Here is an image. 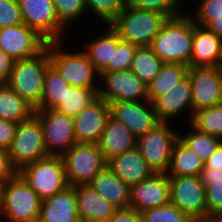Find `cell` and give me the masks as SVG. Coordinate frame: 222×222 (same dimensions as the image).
Masks as SVG:
<instances>
[{"mask_svg":"<svg viewBox=\"0 0 222 222\" xmlns=\"http://www.w3.org/2000/svg\"><path fill=\"white\" fill-rule=\"evenodd\" d=\"M193 19L186 13L168 18L149 46L163 63L189 65L192 55Z\"/></svg>","mask_w":222,"mask_h":222,"instance_id":"obj_1","label":"cell"},{"mask_svg":"<svg viewBox=\"0 0 222 222\" xmlns=\"http://www.w3.org/2000/svg\"><path fill=\"white\" fill-rule=\"evenodd\" d=\"M63 42H49L50 64L71 86L99 88L100 79L97 78H100V74L89 60L88 55L82 48L75 51L73 47L68 50L69 48L65 46L67 43Z\"/></svg>","mask_w":222,"mask_h":222,"instance_id":"obj_2","label":"cell"},{"mask_svg":"<svg viewBox=\"0 0 222 222\" xmlns=\"http://www.w3.org/2000/svg\"><path fill=\"white\" fill-rule=\"evenodd\" d=\"M167 20L166 15L157 11L129 7L126 4L109 26L122 41L141 47L151 45Z\"/></svg>","mask_w":222,"mask_h":222,"instance_id":"obj_3","label":"cell"},{"mask_svg":"<svg viewBox=\"0 0 222 222\" xmlns=\"http://www.w3.org/2000/svg\"><path fill=\"white\" fill-rule=\"evenodd\" d=\"M49 59V42L46 48L38 55L14 60L10 78L6 83L34 110L39 106L43 92L45 74Z\"/></svg>","mask_w":222,"mask_h":222,"instance_id":"obj_4","label":"cell"},{"mask_svg":"<svg viewBox=\"0 0 222 222\" xmlns=\"http://www.w3.org/2000/svg\"><path fill=\"white\" fill-rule=\"evenodd\" d=\"M41 202L17 172L5 183L0 218L7 222H38Z\"/></svg>","mask_w":222,"mask_h":222,"instance_id":"obj_5","label":"cell"},{"mask_svg":"<svg viewBox=\"0 0 222 222\" xmlns=\"http://www.w3.org/2000/svg\"><path fill=\"white\" fill-rule=\"evenodd\" d=\"M18 173L43 201L68 185L61 155H49L23 166Z\"/></svg>","mask_w":222,"mask_h":222,"instance_id":"obj_6","label":"cell"},{"mask_svg":"<svg viewBox=\"0 0 222 222\" xmlns=\"http://www.w3.org/2000/svg\"><path fill=\"white\" fill-rule=\"evenodd\" d=\"M69 186L88 185L107 166L97 144L75 143L61 155Z\"/></svg>","mask_w":222,"mask_h":222,"instance_id":"obj_7","label":"cell"},{"mask_svg":"<svg viewBox=\"0 0 222 222\" xmlns=\"http://www.w3.org/2000/svg\"><path fill=\"white\" fill-rule=\"evenodd\" d=\"M8 151L11 163L17 171L50 155L45 146L41 122L34 113L18 124Z\"/></svg>","mask_w":222,"mask_h":222,"instance_id":"obj_8","label":"cell"},{"mask_svg":"<svg viewBox=\"0 0 222 222\" xmlns=\"http://www.w3.org/2000/svg\"><path fill=\"white\" fill-rule=\"evenodd\" d=\"M171 125L172 122H160L137 139L136 148L155 173L168 171L174 144L179 139V131Z\"/></svg>","mask_w":222,"mask_h":222,"instance_id":"obj_9","label":"cell"},{"mask_svg":"<svg viewBox=\"0 0 222 222\" xmlns=\"http://www.w3.org/2000/svg\"><path fill=\"white\" fill-rule=\"evenodd\" d=\"M41 122L44 142L50 155H62L76 142L73 117L55 109H35Z\"/></svg>","mask_w":222,"mask_h":222,"instance_id":"obj_10","label":"cell"},{"mask_svg":"<svg viewBox=\"0 0 222 222\" xmlns=\"http://www.w3.org/2000/svg\"><path fill=\"white\" fill-rule=\"evenodd\" d=\"M23 22L36 30L48 42L64 41L68 30L54 9L53 0H18Z\"/></svg>","mask_w":222,"mask_h":222,"instance_id":"obj_11","label":"cell"},{"mask_svg":"<svg viewBox=\"0 0 222 222\" xmlns=\"http://www.w3.org/2000/svg\"><path fill=\"white\" fill-rule=\"evenodd\" d=\"M99 74V97L108 104L119 101L149 100L147 85L131 70L100 72Z\"/></svg>","mask_w":222,"mask_h":222,"instance_id":"obj_12","label":"cell"},{"mask_svg":"<svg viewBox=\"0 0 222 222\" xmlns=\"http://www.w3.org/2000/svg\"><path fill=\"white\" fill-rule=\"evenodd\" d=\"M170 202L189 218L207 213L205 186L200 176L169 177Z\"/></svg>","mask_w":222,"mask_h":222,"instance_id":"obj_13","label":"cell"},{"mask_svg":"<svg viewBox=\"0 0 222 222\" xmlns=\"http://www.w3.org/2000/svg\"><path fill=\"white\" fill-rule=\"evenodd\" d=\"M194 112L222 103V66L189 67Z\"/></svg>","mask_w":222,"mask_h":222,"instance_id":"obj_14","label":"cell"},{"mask_svg":"<svg viewBox=\"0 0 222 222\" xmlns=\"http://www.w3.org/2000/svg\"><path fill=\"white\" fill-rule=\"evenodd\" d=\"M48 41L25 24L0 28V48L12 59H27L42 52Z\"/></svg>","mask_w":222,"mask_h":222,"instance_id":"obj_15","label":"cell"},{"mask_svg":"<svg viewBox=\"0 0 222 222\" xmlns=\"http://www.w3.org/2000/svg\"><path fill=\"white\" fill-rule=\"evenodd\" d=\"M110 115L123 123L137 139L160 123L149 100L112 102Z\"/></svg>","mask_w":222,"mask_h":222,"instance_id":"obj_16","label":"cell"},{"mask_svg":"<svg viewBox=\"0 0 222 222\" xmlns=\"http://www.w3.org/2000/svg\"><path fill=\"white\" fill-rule=\"evenodd\" d=\"M170 203V182L166 173H153L131 186L130 206L142 213L147 209Z\"/></svg>","mask_w":222,"mask_h":222,"instance_id":"obj_17","label":"cell"},{"mask_svg":"<svg viewBox=\"0 0 222 222\" xmlns=\"http://www.w3.org/2000/svg\"><path fill=\"white\" fill-rule=\"evenodd\" d=\"M110 116V104L98 97L75 117L74 134L78 143L97 144Z\"/></svg>","mask_w":222,"mask_h":222,"instance_id":"obj_18","label":"cell"},{"mask_svg":"<svg viewBox=\"0 0 222 222\" xmlns=\"http://www.w3.org/2000/svg\"><path fill=\"white\" fill-rule=\"evenodd\" d=\"M153 106L160 122H173L179 118L183 111L189 117L185 124L191 122L193 117L192 90L189 76L187 75L175 87L163 96L158 97ZM188 109V110H187ZM188 113V114H187ZM179 116V117H178Z\"/></svg>","mask_w":222,"mask_h":222,"instance_id":"obj_19","label":"cell"},{"mask_svg":"<svg viewBox=\"0 0 222 222\" xmlns=\"http://www.w3.org/2000/svg\"><path fill=\"white\" fill-rule=\"evenodd\" d=\"M222 66V39L193 20L192 55L188 67Z\"/></svg>","mask_w":222,"mask_h":222,"instance_id":"obj_20","label":"cell"},{"mask_svg":"<svg viewBox=\"0 0 222 222\" xmlns=\"http://www.w3.org/2000/svg\"><path fill=\"white\" fill-rule=\"evenodd\" d=\"M75 195L81 222H107L118 209L89 185L75 186Z\"/></svg>","mask_w":222,"mask_h":222,"instance_id":"obj_21","label":"cell"},{"mask_svg":"<svg viewBox=\"0 0 222 222\" xmlns=\"http://www.w3.org/2000/svg\"><path fill=\"white\" fill-rule=\"evenodd\" d=\"M38 222H81L77 211L75 186H67L43 200Z\"/></svg>","mask_w":222,"mask_h":222,"instance_id":"obj_22","label":"cell"},{"mask_svg":"<svg viewBox=\"0 0 222 222\" xmlns=\"http://www.w3.org/2000/svg\"><path fill=\"white\" fill-rule=\"evenodd\" d=\"M137 138L121 122L111 115L107 118L105 128L97 143L106 161L126 151L136 148Z\"/></svg>","mask_w":222,"mask_h":222,"instance_id":"obj_23","label":"cell"},{"mask_svg":"<svg viewBox=\"0 0 222 222\" xmlns=\"http://www.w3.org/2000/svg\"><path fill=\"white\" fill-rule=\"evenodd\" d=\"M107 167L130 187L154 173L137 148L109 159Z\"/></svg>","mask_w":222,"mask_h":222,"instance_id":"obj_24","label":"cell"},{"mask_svg":"<svg viewBox=\"0 0 222 222\" xmlns=\"http://www.w3.org/2000/svg\"><path fill=\"white\" fill-rule=\"evenodd\" d=\"M88 185L118 209L130 206L131 187L109 167L101 170Z\"/></svg>","mask_w":222,"mask_h":222,"instance_id":"obj_25","label":"cell"},{"mask_svg":"<svg viewBox=\"0 0 222 222\" xmlns=\"http://www.w3.org/2000/svg\"><path fill=\"white\" fill-rule=\"evenodd\" d=\"M204 162L186 144L178 139L173 147L166 174L169 177L200 176Z\"/></svg>","mask_w":222,"mask_h":222,"instance_id":"obj_26","label":"cell"},{"mask_svg":"<svg viewBox=\"0 0 222 222\" xmlns=\"http://www.w3.org/2000/svg\"><path fill=\"white\" fill-rule=\"evenodd\" d=\"M188 65L164 63L158 74L147 85L148 99L153 103L158 97L172 90L188 75Z\"/></svg>","mask_w":222,"mask_h":222,"instance_id":"obj_27","label":"cell"},{"mask_svg":"<svg viewBox=\"0 0 222 222\" xmlns=\"http://www.w3.org/2000/svg\"><path fill=\"white\" fill-rule=\"evenodd\" d=\"M105 27V28H104ZM102 27V32L86 41L83 51L88 55L96 70L100 73L108 63H112L113 29L109 25ZM98 35V36H97Z\"/></svg>","mask_w":222,"mask_h":222,"instance_id":"obj_28","label":"cell"},{"mask_svg":"<svg viewBox=\"0 0 222 222\" xmlns=\"http://www.w3.org/2000/svg\"><path fill=\"white\" fill-rule=\"evenodd\" d=\"M34 109L7 84H0V119L20 123L28 119Z\"/></svg>","mask_w":222,"mask_h":222,"instance_id":"obj_29","label":"cell"},{"mask_svg":"<svg viewBox=\"0 0 222 222\" xmlns=\"http://www.w3.org/2000/svg\"><path fill=\"white\" fill-rule=\"evenodd\" d=\"M70 87L71 85L50 64L45 74L40 104L36 109H55Z\"/></svg>","mask_w":222,"mask_h":222,"instance_id":"obj_30","label":"cell"},{"mask_svg":"<svg viewBox=\"0 0 222 222\" xmlns=\"http://www.w3.org/2000/svg\"><path fill=\"white\" fill-rule=\"evenodd\" d=\"M99 97V88L71 86L66 90L63 100L55 110L75 117L81 110L93 103Z\"/></svg>","mask_w":222,"mask_h":222,"instance_id":"obj_31","label":"cell"},{"mask_svg":"<svg viewBox=\"0 0 222 222\" xmlns=\"http://www.w3.org/2000/svg\"><path fill=\"white\" fill-rule=\"evenodd\" d=\"M164 63L149 46L137 47L130 70L148 85Z\"/></svg>","mask_w":222,"mask_h":222,"instance_id":"obj_32","label":"cell"},{"mask_svg":"<svg viewBox=\"0 0 222 222\" xmlns=\"http://www.w3.org/2000/svg\"><path fill=\"white\" fill-rule=\"evenodd\" d=\"M186 125L189 129L184 131L185 134L182 130H179V139L205 162L222 140L218 137L198 131L190 123Z\"/></svg>","mask_w":222,"mask_h":222,"instance_id":"obj_33","label":"cell"},{"mask_svg":"<svg viewBox=\"0 0 222 222\" xmlns=\"http://www.w3.org/2000/svg\"><path fill=\"white\" fill-rule=\"evenodd\" d=\"M190 124L198 131L222 140V103L194 112Z\"/></svg>","mask_w":222,"mask_h":222,"instance_id":"obj_34","label":"cell"},{"mask_svg":"<svg viewBox=\"0 0 222 222\" xmlns=\"http://www.w3.org/2000/svg\"><path fill=\"white\" fill-rule=\"evenodd\" d=\"M137 47L138 46L135 44L122 41L118 34L113 30L112 63H108L101 72L130 70Z\"/></svg>","mask_w":222,"mask_h":222,"instance_id":"obj_35","label":"cell"},{"mask_svg":"<svg viewBox=\"0 0 222 222\" xmlns=\"http://www.w3.org/2000/svg\"><path fill=\"white\" fill-rule=\"evenodd\" d=\"M85 2L87 14L95 15L96 20L104 23L102 26L109 25L127 4V0H85Z\"/></svg>","mask_w":222,"mask_h":222,"instance_id":"obj_36","label":"cell"},{"mask_svg":"<svg viewBox=\"0 0 222 222\" xmlns=\"http://www.w3.org/2000/svg\"><path fill=\"white\" fill-rule=\"evenodd\" d=\"M55 12L59 21L67 28L73 23H79L87 15L85 0H53Z\"/></svg>","mask_w":222,"mask_h":222,"instance_id":"obj_37","label":"cell"},{"mask_svg":"<svg viewBox=\"0 0 222 222\" xmlns=\"http://www.w3.org/2000/svg\"><path fill=\"white\" fill-rule=\"evenodd\" d=\"M182 3H184L182 0H127L129 7L157 11L166 15L168 18L186 13L181 9L182 6L180 5Z\"/></svg>","mask_w":222,"mask_h":222,"instance_id":"obj_38","label":"cell"},{"mask_svg":"<svg viewBox=\"0 0 222 222\" xmlns=\"http://www.w3.org/2000/svg\"><path fill=\"white\" fill-rule=\"evenodd\" d=\"M143 222H188L189 217L171 202L141 213Z\"/></svg>","mask_w":222,"mask_h":222,"instance_id":"obj_39","label":"cell"},{"mask_svg":"<svg viewBox=\"0 0 222 222\" xmlns=\"http://www.w3.org/2000/svg\"><path fill=\"white\" fill-rule=\"evenodd\" d=\"M24 24L18 0H0V28Z\"/></svg>","mask_w":222,"mask_h":222,"instance_id":"obj_40","label":"cell"},{"mask_svg":"<svg viewBox=\"0 0 222 222\" xmlns=\"http://www.w3.org/2000/svg\"><path fill=\"white\" fill-rule=\"evenodd\" d=\"M204 186L207 213L222 212V179L208 180Z\"/></svg>","mask_w":222,"mask_h":222,"instance_id":"obj_41","label":"cell"},{"mask_svg":"<svg viewBox=\"0 0 222 222\" xmlns=\"http://www.w3.org/2000/svg\"><path fill=\"white\" fill-rule=\"evenodd\" d=\"M198 4L195 3L196 9L194 13L189 12L190 16H222V0H199ZM193 13V14H192Z\"/></svg>","mask_w":222,"mask_h":222,"instance_id":"obj_42","label":"cell"},{"mask_svg":"<svg viewBox=\"0 0 222 222\" xmlns=\"http://www.w3.org/2000/svg\"><path fill=\"white\" fill-rule=\"evenodd\" d=\"M19 123L0 119V147L9 149Z\"/></svg>","mask_w":222,"mask_h":222,"instance_id":"obj_43","label":"cell"},{"mask_svg":"<svg viewBox=\"0 0 222 222\" xmlns=\"http://www.w3.org/2000/svg\"><path fill=\"white\" fill-rule=\"evenodd\" d=\"M194 23L206 27L222 39V16H191Z\"/></svg>","mask_w":222,"mask_h":222,"instance_id":"obj_44","label":"cell"},{"mask_svg":"<svg viewBox=\"0 0 222 222\" xmlns=\"http://www.w3.org/2000/svg\"><path fill=\"white\" fill-rule=\"evenodd\" d=\"M17 172L11 163L9 151L0 147V181L7 182Z\"/></svg>","mask_w":222,"mask_h":222,"instance_id":"obj_45","label":"cell"},{"mask_svg":"<svg viewBox=\"0 0 222 222\" xmlns=\"http://www.w3.org/2000/svg\"><path fill=\"white\" fill-rule=\"evenodd\" d=\"M107 222H143L142 215L134 208H120Z\"/></svg>","mask_w":222,"mask_h":222,"instance_id":"obj_46","label":"cell"},{"mask_svg":"<svg viewBox=\"0 0 222 222\" xmlns=\"http://www.w3.org/2000/svg\"><path fill=\"white\" fill-rule=\"evenodd\" d=\"M14 59L0 48V84H6L10 78Z\"/></svg>","mask_w":222,"mask_h":222,"instance_id":"obj_47","label":"cell"},{"mask_svg":"<svg viewBox=\"0 0 222 222\" xmlns=\"http://www.w3.org/2000/svg\"><path fill=\"white\" fill-rule=\"evenodd\" d=\"M203 168H212V170H222V142L204 162Z\"/></svg>","mask_w":222,"mask_h":222,"instance_id":"obj_48","label":"cell"},{"mask_svg":"<svg viewBox=\"0 0 222 222\" xmlns=\"http://www.w3.org/2000/svg\"><path fill=\"white\" fill-rule=\"evenodd\" d=\"M203 184L208 180L222 179V170H212V168H203L200 174Z\"/></svg>","mask_w":222,"mask_h":222,"instance_id":"obj_49","label":"cell"},{"mask_svg":"<svg viewBox=\"0 0 222 222\" xmlns=\"http://www.w3.org/2000/svg\"><path fill=\"white\" fill-rule=\"evenodd\" d=\"M206 217L209 222H222V212L209 213Z\"/></svg>","mask_w":222,"mask_h":222,"instance_id":"obj_50","label":"cell"},{"mask_svg":"<svg viewBox=\"0 0 222 222\" xmlns=\"http://www.w3.org/2000/svg\"><path fill=\"white\" fill-rule=\"evenodd\" d=\"M5 183L6 182L0 181V213H1L2 203H3V192H4Z\"/></svg>","mask_w":222,"mask_h":222,"instance_id":"obj_51","label":"cell"},{"mask_svg":"<svg viewBox=\"0 0 222 222\" xmlns=\"http://www.w3.org/2000/svg\"><path fill=\"white\" fill-rule=\"evenodd\" d=\"M188 222H209L208 218L205 217H195V218H189Z\"/></svg>","mask_w":222,"mask_h":222,"instance_id":"obj_52","label":"cell"}]
</instances>
